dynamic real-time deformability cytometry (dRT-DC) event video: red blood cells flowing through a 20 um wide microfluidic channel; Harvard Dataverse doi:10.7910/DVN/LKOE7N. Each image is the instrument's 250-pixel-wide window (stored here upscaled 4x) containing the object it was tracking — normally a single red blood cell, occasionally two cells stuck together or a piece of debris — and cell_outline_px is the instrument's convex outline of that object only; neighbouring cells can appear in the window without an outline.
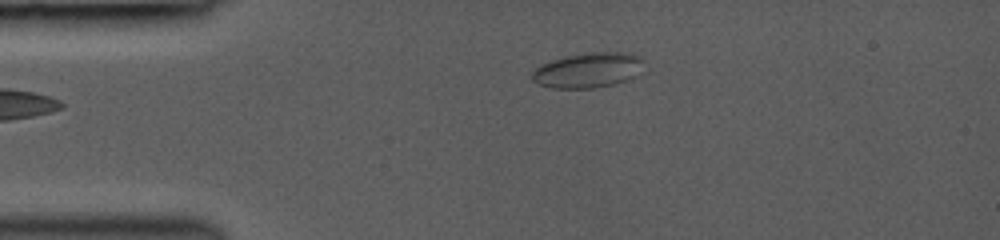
{"species": "common noctule bat (a hibernating species)", "species_latin": "Nyctalus noctula", "temperature_condition": "room temperature", "stored_images_in_passage": 9, "camera_frame_rate_fps": 3000, "um_per_image_px": 0.085, "animal": {"sex": "female", "body_mass_g": 19.0, "forearm_length_mm": 53.3}, "frame": {"image": 1, "passage_image": 9, "time_ms": 3.333, "image_size_px": [1000, 240], "cell_outline_px": [[640, 60], [636, 76], [616, 84], [592, 88], [552, 88], [540, 84], [532, 80], [532, 72], [540, 64], [552, 60], [568, 56], [592, 52], [628, 52], [640, 56]], "centroid_in_image_um": [49.94, 5.97], "position_along_channel_um": 35.1, "area_um2": 22.48}}